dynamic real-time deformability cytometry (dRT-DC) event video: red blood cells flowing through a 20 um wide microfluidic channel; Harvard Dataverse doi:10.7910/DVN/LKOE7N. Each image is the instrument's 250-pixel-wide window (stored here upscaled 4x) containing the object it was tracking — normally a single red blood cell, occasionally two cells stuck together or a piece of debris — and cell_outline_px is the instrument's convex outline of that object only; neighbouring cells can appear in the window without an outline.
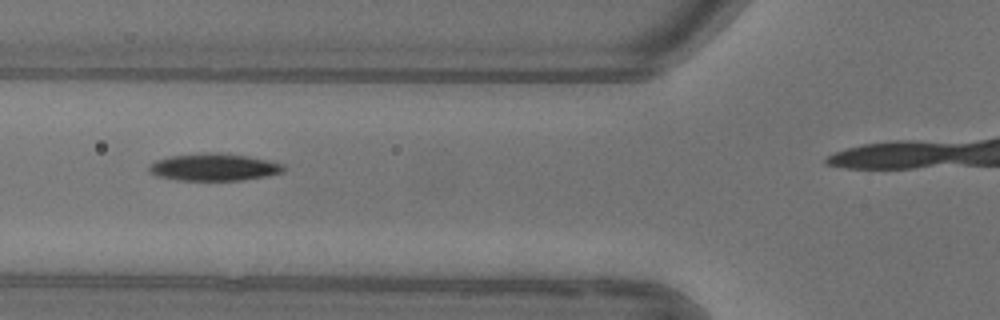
{"species": "common noctule bat (a hibernating species)", "species_latin": "Nyctalus noctula", "temperature_condition": "warm", "stored_images_in_passage": 3, "camera_frame_rate_fps": 3000, "um_per_image_px": 0.085, "animal": {"sex": "female"}, "frame": {"image": 1, "passage_image": 2, "time_ms": 1.0, "image_size_px": [1000, 320], "cell_outline_px": [[284, 172], [264, 176], [240, 180], [180, 180], [156, 176], [148, 168], [148, 164], [156, 160], [172, 156], [204, 152], [216, 152], [248, 156], [268, 160], [284, 164]], "centroid_in_image_um": [18.18, 14.2], "position_along_channel_um": 107.6, "area_um2": 21.27}}